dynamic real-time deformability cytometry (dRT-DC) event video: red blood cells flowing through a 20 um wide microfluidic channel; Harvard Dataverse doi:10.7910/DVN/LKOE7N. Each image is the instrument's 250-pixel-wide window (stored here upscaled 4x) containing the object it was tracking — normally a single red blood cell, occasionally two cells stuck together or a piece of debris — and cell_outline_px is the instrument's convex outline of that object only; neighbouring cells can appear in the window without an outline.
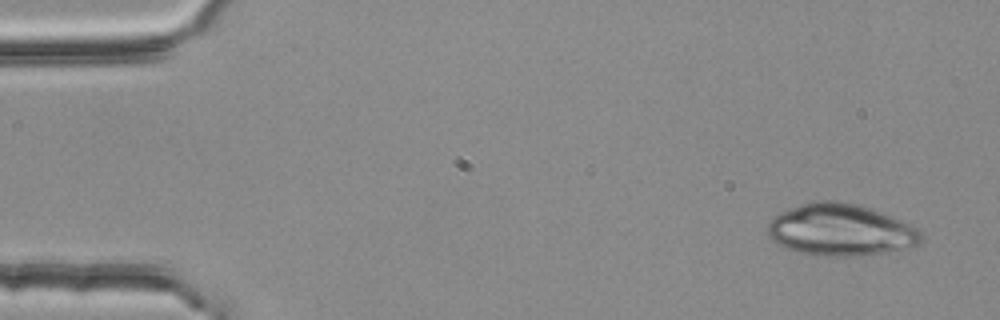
{"species": "common noctule bat (a hibernating species)", "species_latin": "Nyctalus noctula", "temperature_condition": "room temperature", "stored_images_in_passage": 4, "segment_of_instrument_passage": [1, 2], "camera_frame_rate_fps": 3000, "um_per_image_px": 0.085, "animal": {"sex": "female", "body_mass_g": 25.1}, "frame": {"image": 1, "passage_image": 1, "time_ms": 0.0, "image_size_px": [1000, 320], "cell_outline_px": [[924, 240], [920, 244], [908, 248], [860, 256], [816, 256], [800, 252], [788, 248], [772, 240], [768, 236], [764, 228], [772, 216], [780, 212], [800, 204], [812, 200], [836, 200], [856, 204], [872, 208], [912, 224], [924, 232]], "centroid_in_image_um": [71.47, 19.53], "position_along_channel_um": 13.5, "area_um2": 47.28}}